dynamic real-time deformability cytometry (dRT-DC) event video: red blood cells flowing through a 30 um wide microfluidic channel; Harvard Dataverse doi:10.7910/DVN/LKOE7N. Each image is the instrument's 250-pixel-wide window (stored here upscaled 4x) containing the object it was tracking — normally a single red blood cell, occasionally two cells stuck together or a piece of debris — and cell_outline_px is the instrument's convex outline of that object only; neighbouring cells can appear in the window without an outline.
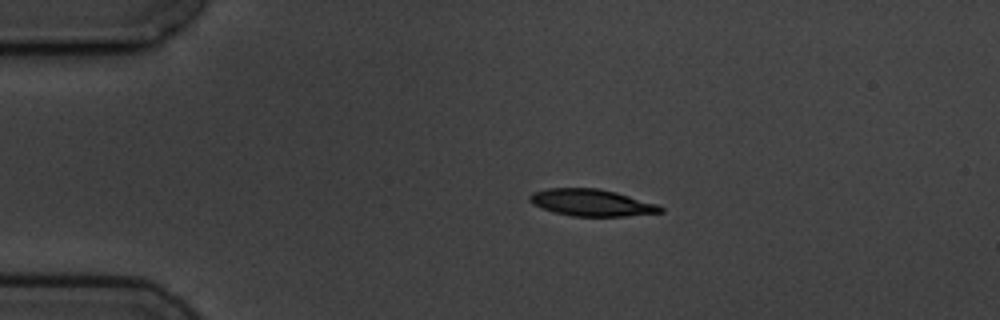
{"species": "common noctule bat (a hibernating species)", "species_latin": "Nyctalus noctula", "temperature_condition": "cold", "stored_images_in_passage": 12, "camera_frame_rate_fps": 3000, "um_per_image_px": 0.085, "animal": {"sex": "male", "body_mass_g": 19.5, "forearm_length_mm": 54.6}, "frame": {"image": 1, "passage_image": 1, "time_ms": 0.0, "image_size_px": [1000, 320], "cell_outline_px": [[664, 212], [624, 216], [572, 216], [552, 212], [540, 208], [532, 204], [528, 200], [528, 196], [532, 192], [548, 188], [596, 188], [616, 192], [656, 204], [664, 208]], "centroid_in_image_um": [50.22, 17.23], "position_along_channel_um": 34.8, "area_um2": 20.52}}
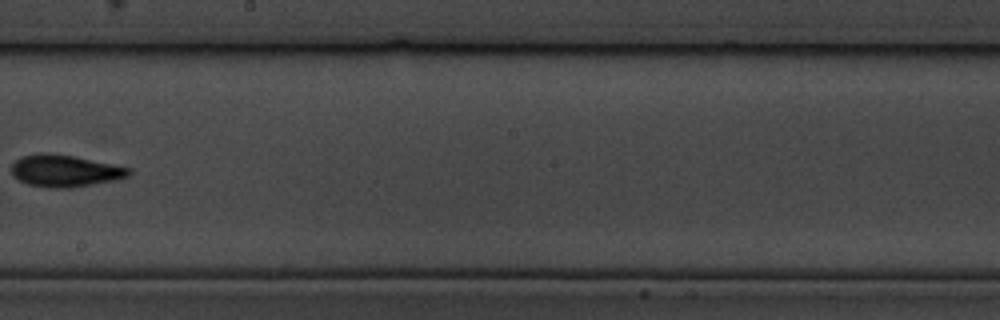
{"frame": {"image": 2, "passage_image": 7, "time_ms": 7.0, "image_size_px": [1000, 320], "cell_outline_px": [[132, 172], [128, 176], [116, 180], [72, 188], [52, 188], [28, 184], [20, 180], [12, 172], [12, 164], [20, 156], [40, 152], [48, 152], [72, 156], [132, 168]], "centroid_in_image_um": [5.54, 14.51], "position_along_channel_um": 242.7, "area_um2": 21.85}}
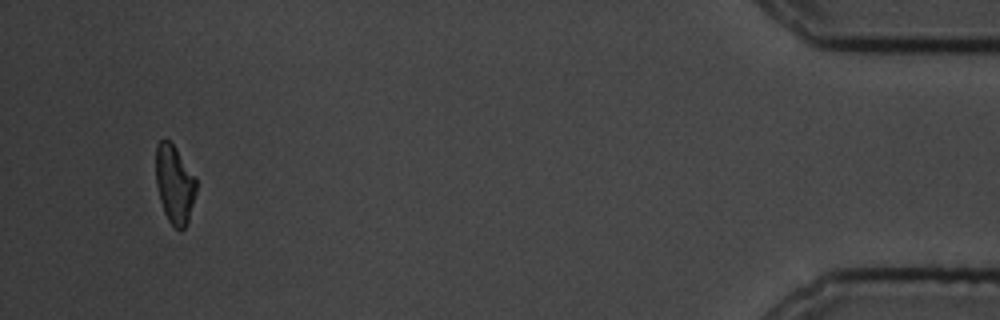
{"frame": {"image": 3, "passage_image": 12, "time_ms": 14.0, "image_size_px": [1000, 320], "cell_outline_px": [[196, 192], [188, 224], [180, 232], [168, 220], [164, 212], [160, 200], [156, 184], [156, 144], [164, 136], [176, 148], [196, 176]], "centroid_in_image_um": [14.84, 15.65], "position_along_channel_um": 420.4, "area_um2": 18.73}, "authors_computed_cell_mechanics": {"area_um2": 20.7791, "velocity_mm_per_s": 3.5846, "shape_relaxation_time_tau1_ms": 2.7143, "shape_relaxation_time_tau2_ms": 5.2321, "deformation_change_tau1": 0.1529, "deformation_change_tau2": 0.1389}}